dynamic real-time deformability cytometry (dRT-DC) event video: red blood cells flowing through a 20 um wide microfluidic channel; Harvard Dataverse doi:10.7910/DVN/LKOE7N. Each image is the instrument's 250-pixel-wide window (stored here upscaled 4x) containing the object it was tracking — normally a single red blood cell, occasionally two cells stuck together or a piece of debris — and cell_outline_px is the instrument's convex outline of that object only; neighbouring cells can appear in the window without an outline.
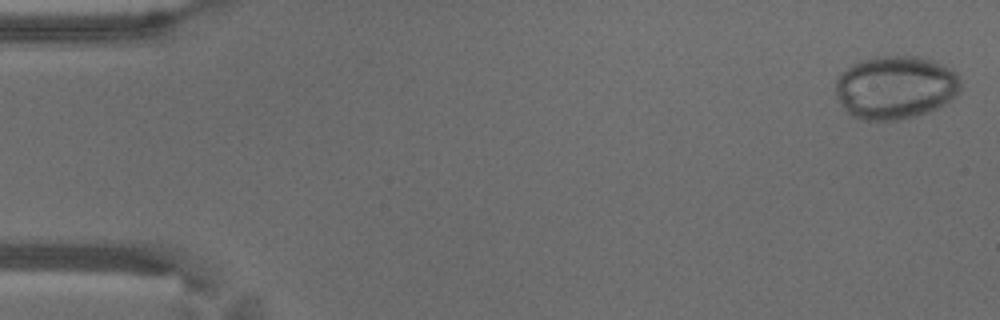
{"species": "common noctule bat (a hibernating species)", "species_latin": "Nyctalus noctula", "temperature_condition": "warm", "stored_images_in_passage": 56, "camera_frame_rate_fps": 3000, "um_per_image_px": 0.085, "animal": {"sex": "male", "body_mass_g": 18.8}, "frame": {"image": 1, "passage_image": 2, "time_ms": 0.333, "image_size_px": [1000, 320], "cell_outline_px": [[960, 92], [944, 104], [928, 112], [916, 116], [900, 120], [860, 120], [852, 116], [840, 104], [836, 96], [836, 80], [840, 72], [864, 60], [876, 56], [924, 56], [952, 68], [960, 76]], "centroid_in_image_um": [76.13, 7.43], "position_along_channel_um": 8.9, "area_um2": 46.47}}
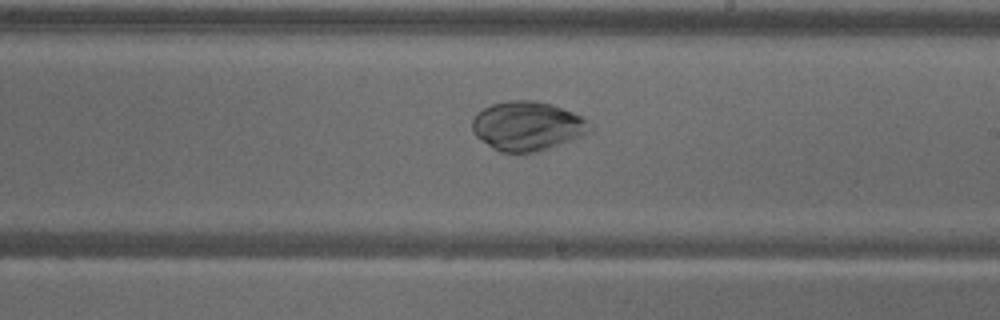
{"frame": {"image": 2, "passage_image": 33, "time_ms": 10.667, "image_size_px": [1000, 320], "cell_outline_px": [[592, 128], [588, 132], [580, 136], [548, 148], [536, 152], [500, 152], [492, 148], [480, 140], [472, 132], [472, 116], [476, 112], [492, 104], [508, 100], [532, 100], [552, 104], [572, 112], [588, 120]], "centroid_in_image_um": [44.77, 10.7], "position_along_channel_um": 244.2, "area_um2": 33.64}}
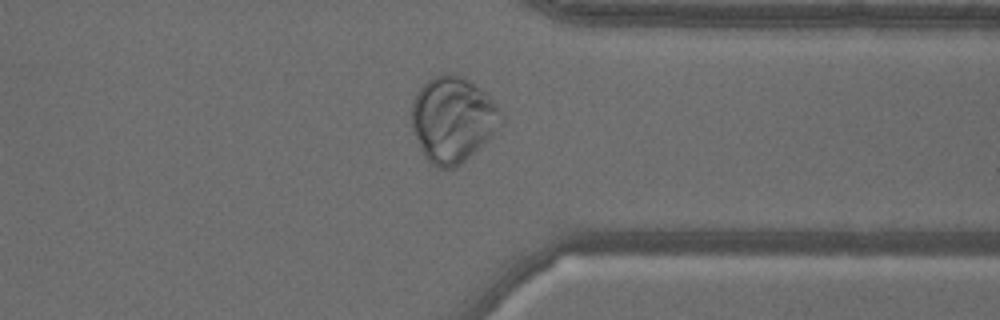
{"frame": {"image": 3, "passage_image": 44, "time_ms": 14.333, "image_size_px": [1000, 320], "cell_outline_px": [[504, 120], [496, 132], [488, 140], [464, 160], [452, 168], [436, 168], [424, 156], [412, 132], [412, 100], [416, 92], [432, 76], [444, 72], [452, 72], [464, 76], [480, 88], [504, 112]], "centroid_in_image_um": [38.48, 10.11], "position_along_channel_um": 372.9, "area_um2": 45.03}}